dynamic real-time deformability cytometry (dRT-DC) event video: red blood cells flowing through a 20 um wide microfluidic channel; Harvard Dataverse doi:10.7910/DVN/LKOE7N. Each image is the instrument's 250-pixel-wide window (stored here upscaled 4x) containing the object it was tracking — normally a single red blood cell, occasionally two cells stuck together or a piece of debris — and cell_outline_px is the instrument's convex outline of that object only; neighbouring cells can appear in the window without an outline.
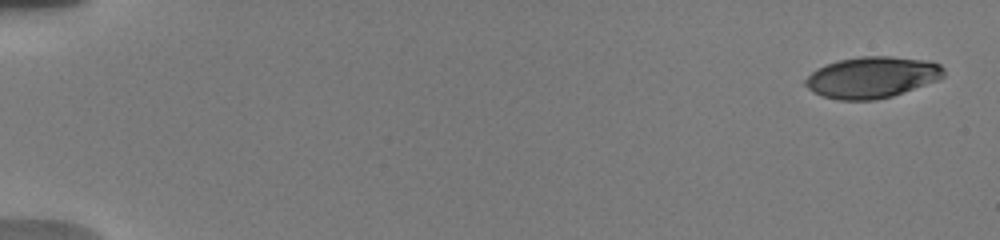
{"species": "human", "species_latin": "Homo sapiens", "temperature_condition": "warm", "stored_images_in_passage": 51, "camera_frame_rate_fps": 3000, "um_per_image_px": 0.085, "donor": {"sex": "male"}, "frame": {"image": 1, "passage_image": 1, "time_ms": 0.0, "image_size_px": [1000, 240], "cell_outline_px": [[944, 76], [940, 80], [892, 96], [876, 100], [840, 100], [824, 96], [812, 92], [804, 84], [804, 80], [816, 68], [836, 60], [860, 56], [892, 56], [928, 60], [940, 64], [944, 68]], "centroid_in_image_um": [74.13, 6.56], "position_along_channel_um": 10.9, "area_um2": 33.64}}
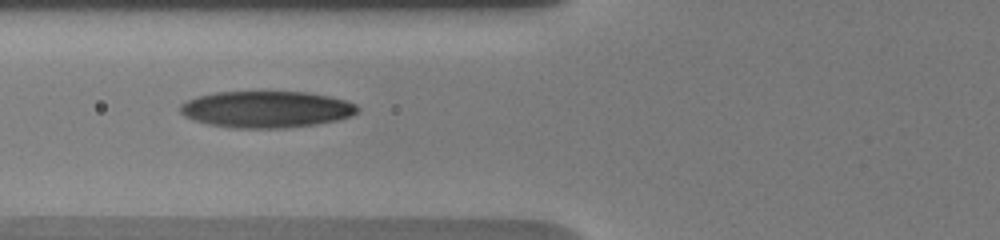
{"frame": {"image": 2, "passage_image": 20, "time_ms": 7.0, "image_size_px": [1000, 240], "cell_outline_px": [[360, 108], [352, 116], [336, 120], [316, 124], [288, 128], [236, 128], [208, 124], [184, 116], [180, 112], [180, 104], [188, 100], [200, 96], [216, 92], [308, 92], [328, 96], [344, 100], [356, 104]], "centroid_in_image_um": [22.66, 9.3], "position_along_channel_um": 103.1, "area_um2": 37.69}}
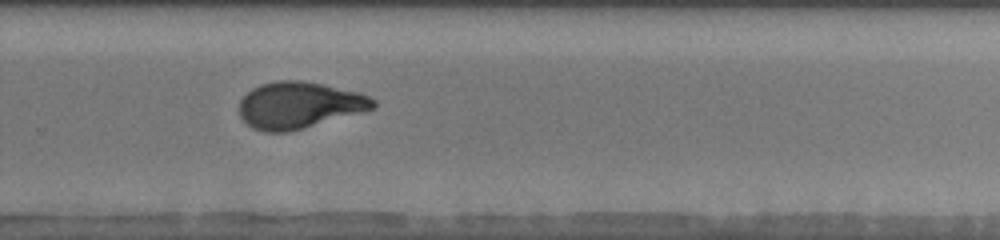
{"frame": {"image": 3, "passage_image": 35, "time_ms": 12.333, "image_size_px": [1000, 240], "cell_outline_px": [[376, 108], [288, 132], [264, 132], [252, 128], [240, 116], [240, 100], [252, 88], [260, 84], [276, 80], [300, 80], [360, 92], [376, 100]], "centroid_in_image_um": [25.42, 8.93], "position_along_channel_um": 304.4, "area_um2": 36.18}, "authors_computed_cell_mechanics": {"area_um2": 35.9516, "velocity_mm_per_s": 3.775, "shape_relaxation_time_tau1_ms": 5.8183, "shape_relaxation_time_tau2_ms": 1.3652, "deformation_change_tau1": 0.2269, "deformation_change_tau2": 0.0717}}